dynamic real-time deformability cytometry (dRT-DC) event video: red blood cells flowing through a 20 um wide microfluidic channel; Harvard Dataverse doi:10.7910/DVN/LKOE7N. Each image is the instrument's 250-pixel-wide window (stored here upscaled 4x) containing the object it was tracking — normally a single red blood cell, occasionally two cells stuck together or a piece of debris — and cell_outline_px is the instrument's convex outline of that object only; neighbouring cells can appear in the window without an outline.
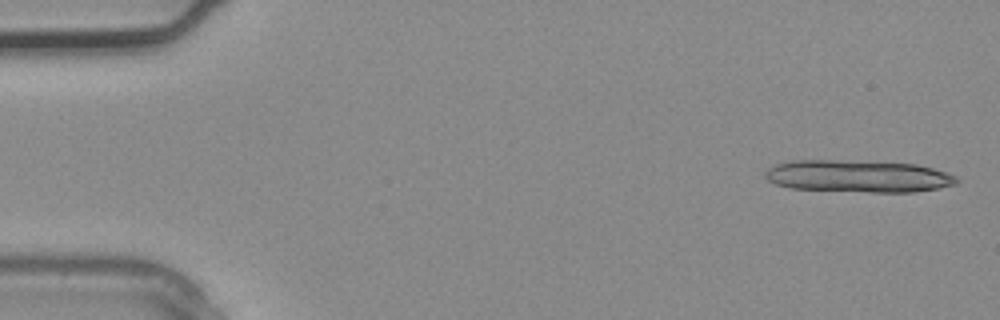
{"species": "common noctule bat (a hibernating species)", "species_latin": "Nyctalus noctula", "temperature_condition": "warm", "stored_images_in_passage": 3, "segment_of_instrument_passage": [2, 2], "camera_frame_rate_fps": 3000, "um_per_image_px": 0.085, "animal": {"sex": "male", "body_mass_g": 20.4}, "frame": {"image": 1, "passage_image": 3, "time_ms": 0.667, "image_size_px": [1000, 320], "cell_outline_px": [[960, 180], [956, 184], [940, 188], [912, 192], [872, 192], [792, 188], [776, 184], [768, 180], [764, 176], [764, 172], [768, 168], [776, 164], [796, 160], [836, 160], [916, 164], [932, 168], [956, 176]], "centroid_in_image_um": [72.95, 14.98], "position_along_channel_um": 12.1, "area_um2": 35.72}}